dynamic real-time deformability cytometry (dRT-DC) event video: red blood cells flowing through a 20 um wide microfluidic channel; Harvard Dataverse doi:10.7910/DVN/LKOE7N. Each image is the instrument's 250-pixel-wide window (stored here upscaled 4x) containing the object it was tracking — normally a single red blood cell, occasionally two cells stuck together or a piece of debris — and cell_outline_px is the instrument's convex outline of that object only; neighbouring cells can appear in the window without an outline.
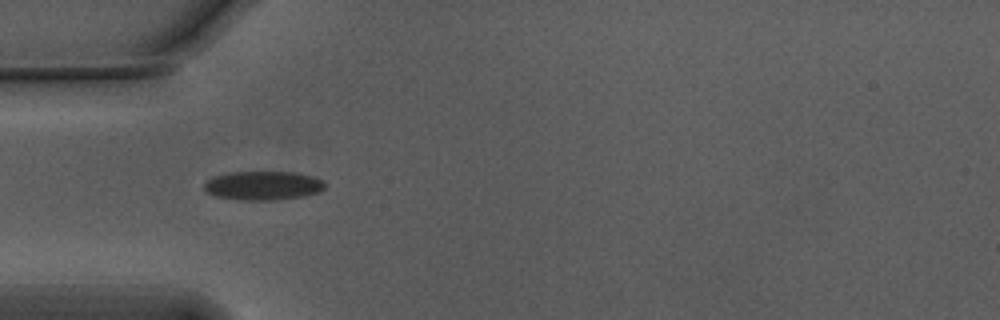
{"species": "Egyptian fruit bat (a non-hibernating species)", "species_latin": "Rousettus aegyptiacus", "temperature_condition": "warm", "stored_images_in_passage": 39, "camera_frame_rate_fps": 3000, "um_per_image_px": 0.085, "animal": {"sex": "male"}, "frame": {"image": 1, "passage_image": 1, "time_ms": 0.0, "image_size_px": [1000, 320], "cell_outline_px": [[324, 188], [320, 192], [304, 196], [276, 200], [240, 200], [216, 196], [208, 192], [204, 188], [204, 184], [208, 180], [216, 176], [232, 172], [292, 172], [312, 176], [324, 180]], "centroid_in_image_um": [22.4, 15.78], "position_along_channel_um": 62.6, "area_um2": 20.23}}
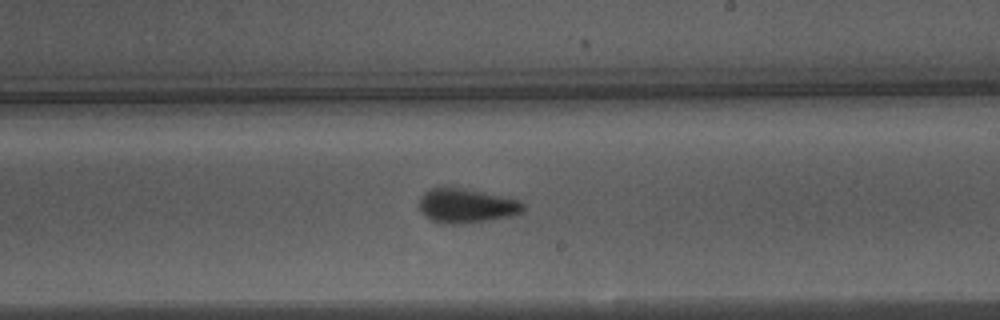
{"frame": {"image": 2, "passage_image": 16, "time_ms": 5.0, "image_size_px": [1000, 320], "cell_outline_px": [[524, 212], [512, 216], [460, 224], [436, 224], [424, 216], [420, 212], [420, 196], [428, 188], [460, 188], [520, 200], [524, 204]], "centroid_in_image_um": [39.6, 17.51], "position_along_channel_um": 249.4, "area_um2": 20.81}}
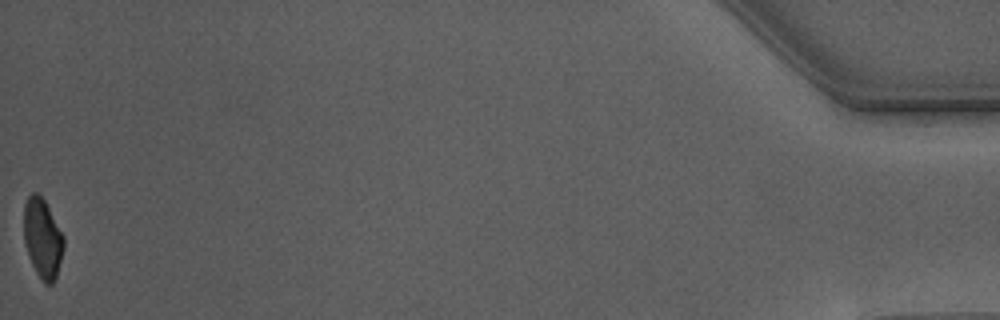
{"frame": {"image": 3, "passage_image": 39, "time_ms": 12.667, "image_size_px": [1000, 320], "cell_outline_px": [[64, 248], [56, 276], [52, 284], [44, 284], [36, 272], [28, 256], [24, 240], [24, 204], [28, 196], [32, 192], [36, 192], [44, 200], [64, 236]], "centroid_in_image_um": [3.61, 20.26], "position_along_channel_um": 431.6, "area_um2": 18.38}, "authors_computed_cell_mechanics": {"area_um2": 20.3456, "velocity_mm_per_s": 3.7516, "shape_relaxation_time_tau1_ms": 5.6208, "shape_relaxation_time_tau2_ms": 1.8797, "deformation_change_tau1": 0.1527, "deformation_change_tau2": 0.0653}}